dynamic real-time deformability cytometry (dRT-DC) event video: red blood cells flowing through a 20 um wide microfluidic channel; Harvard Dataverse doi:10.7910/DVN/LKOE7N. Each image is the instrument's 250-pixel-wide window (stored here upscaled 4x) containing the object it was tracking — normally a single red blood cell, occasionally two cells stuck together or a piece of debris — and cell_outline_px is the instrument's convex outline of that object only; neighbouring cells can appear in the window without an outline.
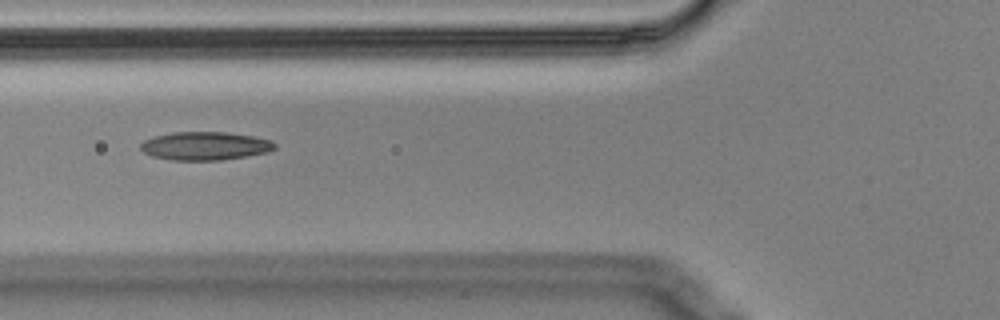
{"species": "Egyptian fruit bat (a non-hibernating species)", "species_latin": "Rousettus aegyptiacus", "temperature_condition": "cold", "stored_images_in_passage": 14, "camera_frame_rate_fps": 3000, "um_per_image_px": 0.085, "animal": {"sex": "male"}, "frame": {"image": 1, "passage_image": 5, "time_ms": 1.333, "image_size_px": [1000, 320], "cell_outline_px": [[276, 148], [268, 152], [220, 160], [172, 160], [152, 156], [144, 152], [140, 148], [140, 144], [144, 140], [156, 136], [172, 132], [224, 132], [252, 136], [272, 140], [276, 144]], "centroid_in_image_um": [17.43, 12.4], "position_along_channel_um": 108.4, "area_um2": 22.02}}
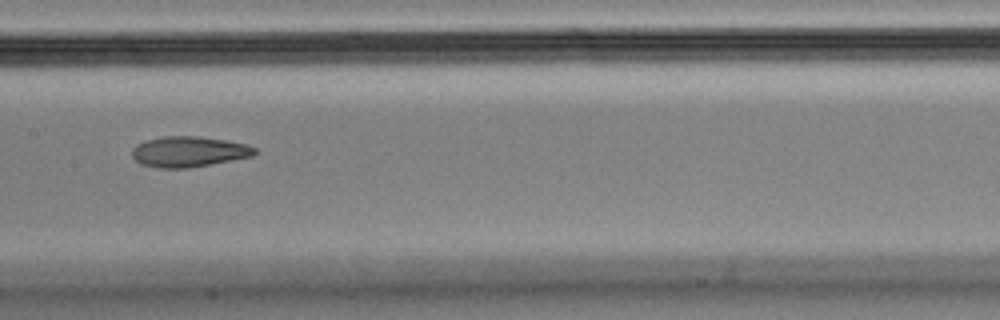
{"frame": {"image": 2, "passage_image": 7, "time_ms": 2.0, "image_size_px": [1000, 320], "cell_outline_px": [[256, 152], [252, 156], [188, 168], [160, 168], [140, 164], [132, 156], [132, 148], [136, 144], [144, 140], [164, 136], [196, 136], [224, 140], [248, 144], [256, 148]], "centroid_in_image_um": [16.01, 12.88], "position_along_channel_um": 191.4, "area_um2": 21.79}}
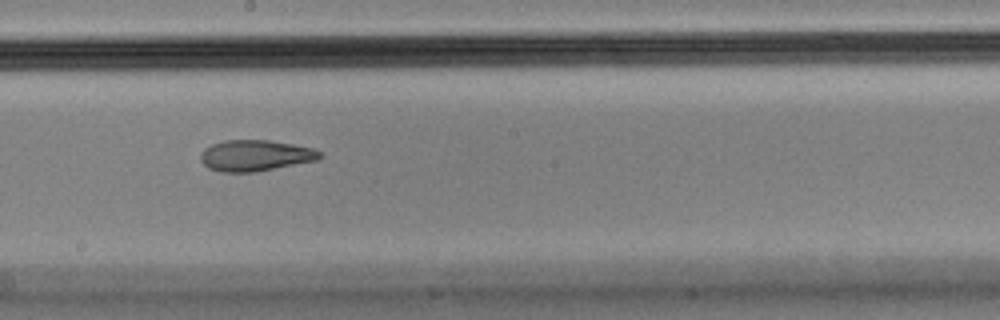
{"frame": {"image": 3, "passage_image": 8, "time_ms": 2.333, "image_size_px": [1000, 320], "cell_outline_px": [[320, 156], [316, 160], [256, 172], [220, 172], [208, 168], [200, 160], [200, 152], [204, 148], [212, 144], [224, 140], [268, 140], [292, 144], [312, 148], [320, 152]], "centroid_in_image_um": [21.63, 13.22], "position_along_channel_um": 226.6, "area_um2": 21.5}}